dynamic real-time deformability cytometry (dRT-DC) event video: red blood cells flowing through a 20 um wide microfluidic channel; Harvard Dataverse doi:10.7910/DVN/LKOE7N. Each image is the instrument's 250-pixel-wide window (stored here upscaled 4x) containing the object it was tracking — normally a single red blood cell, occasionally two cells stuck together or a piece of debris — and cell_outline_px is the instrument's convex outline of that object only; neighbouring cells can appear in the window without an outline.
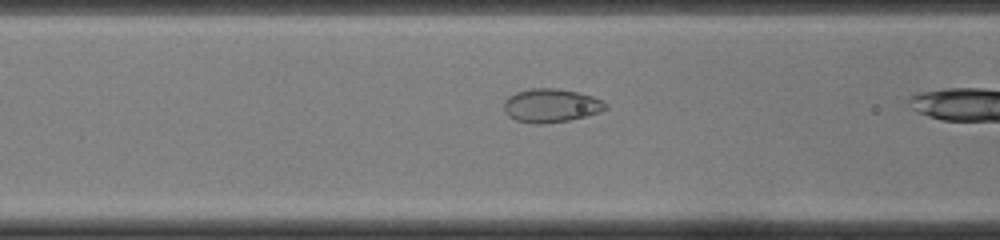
{"species": "common noctule bat (a hibernating species)", "species_latin": "Nyctalus noctula", "temperature_condition": "cold", "stored_images_in_passage": 31, "camera_frame_rate_fps": 3000, "um_per_image_px": 0.085, "animal": {"sex": "female", "body_mass_g": 22.0, "forearm_length_mm": 56.7}, "frame": {"image": 1, "passage_image": 15, "time_ms": 4.667, "image_size_px": [1000, 240], "cell_outline_px": [[608, 108], [600, 112], [568, 120], [544, 124], [536, 124], [516, 120], [508, 116], [504, 112], [504, 100], [508, 96], [516, 92], [532, 88], [556, 88], [576, 92], [592, 96], [608, 104]], "centroid_in_image_um": [46.81, 8.97], "position_along_channel_um": 119.8, "area_um2": 19.88}}
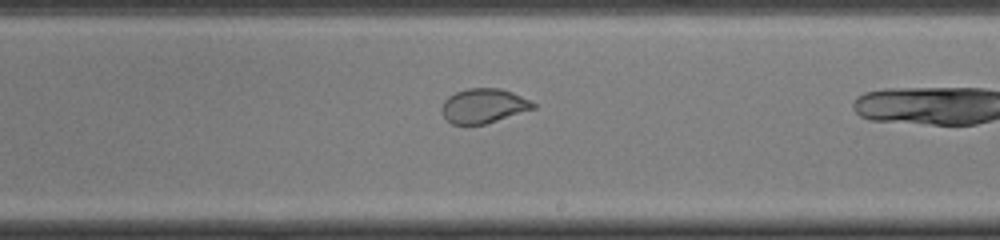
{"frame": {"image": 2, "passage_image": 24, "time_ms": 7.667, "image_size_px": [1000, 240], "cell_outline_px": [[536, 108], [484, 124], [452, 124], [444, 116], [440, 108], [444, 100], [448, 96], [456, 92], [468, 88], [500, 88], [512, 92], [536, 104]], "centroid_in_image_um": [41.08, 8.99], "position_along_channel_um": 247.9, "area_um2": 18.21}}
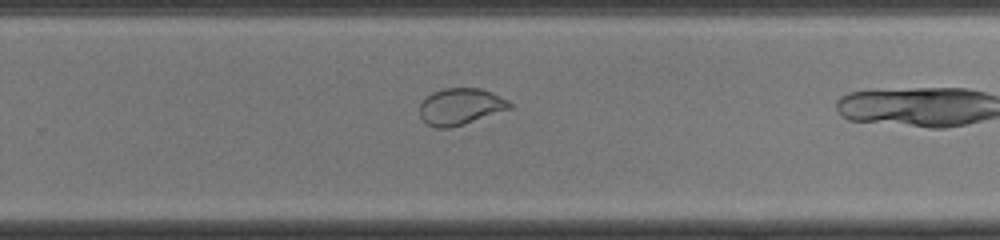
{"frame": {"image": 3, "passage_image": 27, "time_ms": 8.667, "image_size_px": [1000, 240], "cell_outline_px": [[512, 108], [452, 128], [436, 128], [428, 124], [420, 116], [420, 104], [432, 92], [444, 88], [480, 88], [492, 92], [508, 100], [512, 104]], "centroid_in_image_um": [39.16, 9.05], "position_along_channel_um": 290.6, "area_um2": 19.13}}